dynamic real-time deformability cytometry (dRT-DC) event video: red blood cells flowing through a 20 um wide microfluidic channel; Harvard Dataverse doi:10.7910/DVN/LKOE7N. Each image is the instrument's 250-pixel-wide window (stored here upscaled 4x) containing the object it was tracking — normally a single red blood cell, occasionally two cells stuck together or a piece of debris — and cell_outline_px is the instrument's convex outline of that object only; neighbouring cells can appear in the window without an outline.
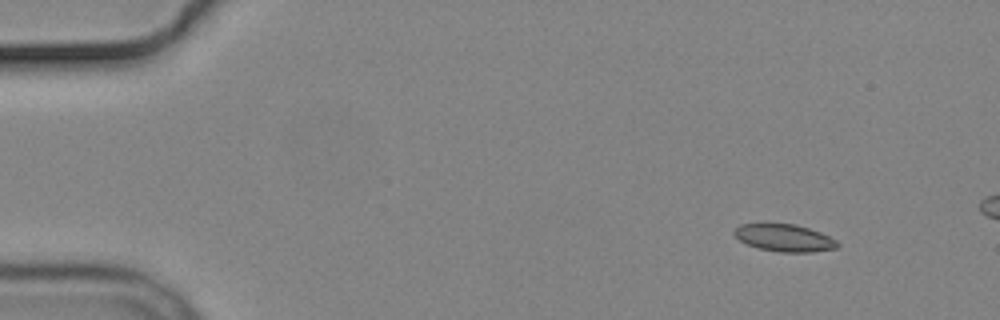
{"species": "common noctule bat (a hibernating species)", "species_latin": "Nyctalus noctula", "temperature_condition": "cold", "stored_images_in_passage": 4, "camera_frame_rate_fps": 3000, "um_per_image_px": 0.085, "animal": {"sex": "male", "body_mass_g": 19.2, "forearm_length_mm": 51.8}, "frame": {"image": 1, "passage_image": 1, "time_ms": 0.0, "image_size_px": [1000, 320], "cell_outline_px": [[840, 244], [836, 248], [812, 252], [780, 252], [760, 248], [748, 244], [740, 240], [732, 232], [740, 224], [764, 220], [796, 224], [820, 232], [836, 240]], "centroid_in_image_um": [66.62, 20.16], "position_along_channel_um": 18.4, "area_um2": 16.99}}